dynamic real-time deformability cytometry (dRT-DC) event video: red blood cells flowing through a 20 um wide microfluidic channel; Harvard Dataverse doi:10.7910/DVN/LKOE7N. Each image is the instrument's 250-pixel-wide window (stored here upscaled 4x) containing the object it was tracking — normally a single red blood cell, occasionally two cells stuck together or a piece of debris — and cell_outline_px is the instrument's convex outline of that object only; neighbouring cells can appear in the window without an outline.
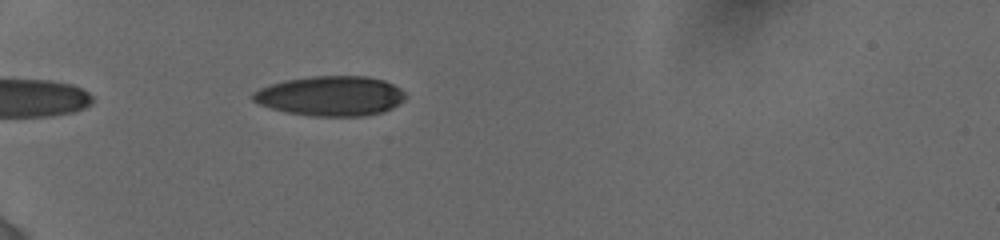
{"species": "human", "species_latin": "Homo sapiens", "temperature_condition": "cold", "stored_images_in_passage": 24, "camera_frame_rate_fps": 3000, "um_per_image_px": 0.085, "donor": {"sex": "female"}, "frame": {"image": 1, "passage_image": 1, "time_ms": 0.0, "image_size_px": [1000, 240], "cell_outline_px": [[404, 100], [392, 108], [384, 112], [364, 116], [312, 116], [284, 112], [260, 104], [252, 100], [252, 92], [260, 88], [284, 80], [312, 76], [368, 76], [384, 80], [400, 88], [404, 92]], "centroid_in_image_um": [28.11, 8.16], "position_along_channel_um": 56.9, "area_um2": 35.49}}
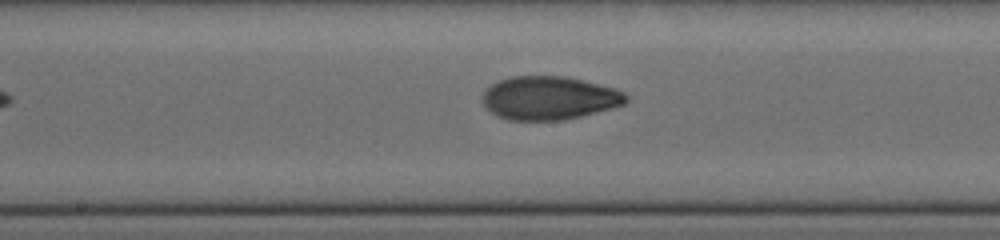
{"frame": {"image": 2, "passage_image": 15, "time_ms": 4.333, "image_size_px": [1000, 240], "cell_outline_px": [[628, 100], [624, 104], [612, 108], [564, 120], [508, 120], [492, 112], [484, 104], [484, 92], [492, 84], [500, 80], [512, 76], [564, 76], [616, 88], [624, 92], [628, 96]], "centroid_in_image_um": [46.72, 8.33], "position_along_channel_um": 201.5, "area_um2": 36.01}}
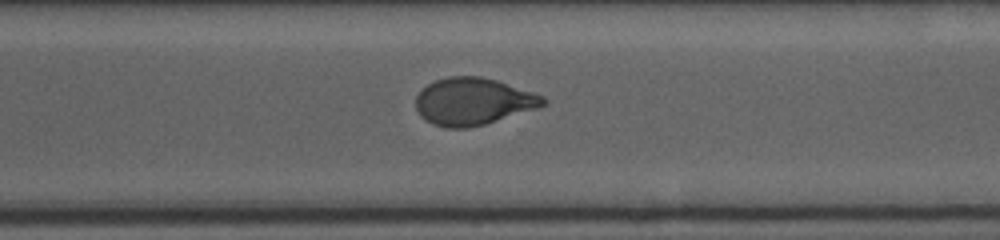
{"frame": {"image": 3, "passage_image": 24, "time_ms": 7.667, "image_size_px": [1000, 240], "cell_outline_px": [[548, 100], [544, 104], [536, 108], [484, 124], [468, 128], [448, 128], [432, 124], [420, 116], [416, 108], [416, 96], [428, 84], [436, 80], [448, 76], [480, 76], [496, 80], [544, 96]], "centroid_in_image_um": [40.19, 8.62], "position_along_channel_um": 330.4, "area_um2": 34.68}}